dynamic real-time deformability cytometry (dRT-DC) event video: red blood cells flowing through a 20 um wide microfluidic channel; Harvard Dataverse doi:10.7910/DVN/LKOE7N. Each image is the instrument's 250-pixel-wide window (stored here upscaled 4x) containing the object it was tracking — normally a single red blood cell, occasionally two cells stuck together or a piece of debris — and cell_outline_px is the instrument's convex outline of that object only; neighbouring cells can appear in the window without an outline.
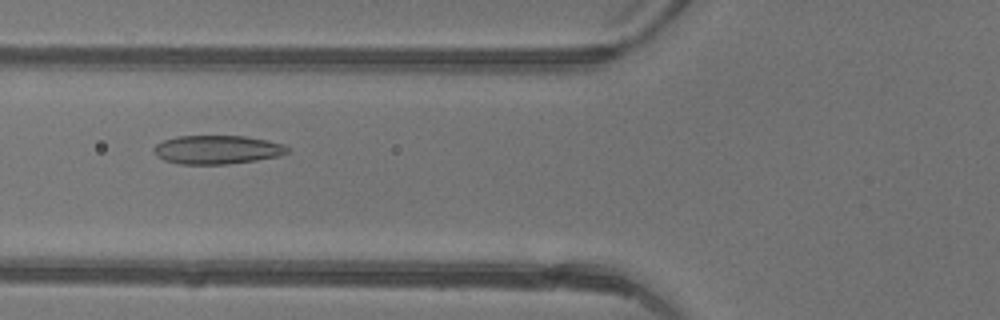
{"species": "common noctule bat (a hibernating species)", "species_latin": "Nyctalus noctula", "temperature_condition": "warm", "stored_images_in_passage": 47, "camera_frame_rate_fps": 3000, "um_per_image_px": 0.085, "animal": {"sex": "female"}, "frame": {"image": 1, "passage_image": 19, "time_ms": 6.0, "image_size_px": [1000, 320], "cell_outline_px": [[288, 152], [280, 156], [256, 160], [228, 164], [180, 164], [164, 160], [156, 156], [152, 152], [152, 148], [156, 144], [164, 140], [176, 136], [244, 136], [268, 140], [284, 144], [288, 148]], "centroid_in_image_um": [18.43, 12.72], "position_along_channel_um": 107.4, "area_um2": 22.48}}
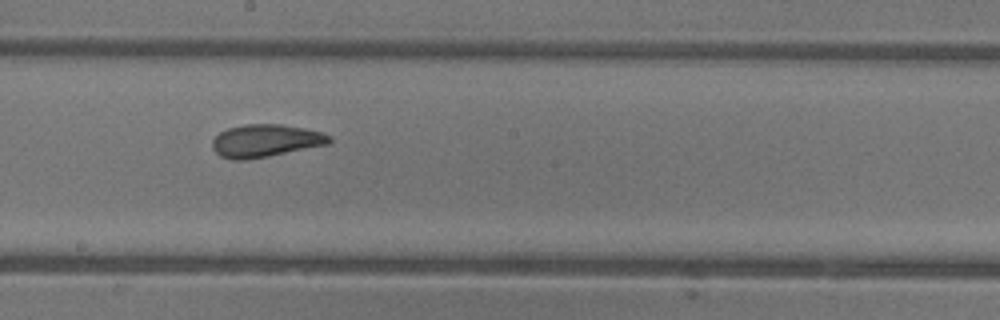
{"frame": {"image": 2, "passage_image": 27, "time_ms": 8.667, "image_size_px": [1000, 320], "cell_outline_px": [[332, 140], [328, 144], [248, 160], [232, 160], [220, 156], [212, 148], [212, 140], [220, 132], [228, 128], [244, 124], [280, 124], [304, 128], [324, 132], [332, 136]], "centroid_in_image_um": [22.57, 11.96], "position_along_channel_um": 225.6, "area_um2": 22.37}}
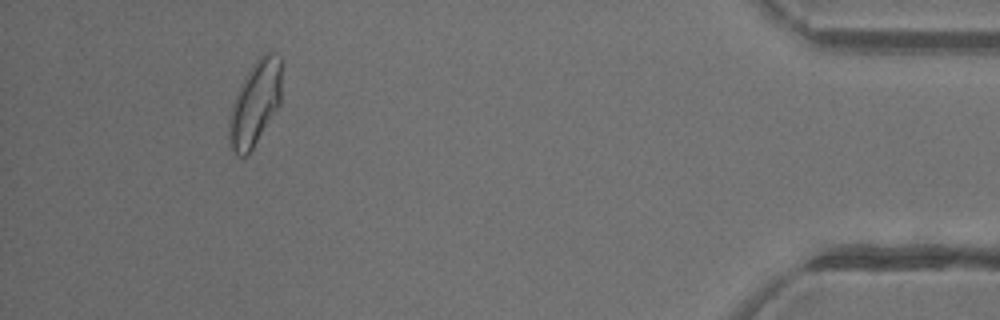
{"frame": {"image": 3, "passage_image": 44, "time_ms": 14.333, "image_size_px": [1000, 320], "cell_outline_px": [[280, 104], [248, 156], [240, 156], [232, 148], [228, 136], [228, 116], [236, 92], [244, 76], [252, 64], [264, 52], [272, 52], [280, 56]], "centroid_in_image_um": [21.65, 8.77], "position_along_channel_um": 413.5, "area_um2": 25.89}, "authors_computed_cell_mechanics": {"area_um2": 23.5824, "velocity_mm_per_s": 4.4314, "shape_relaxation_time_tau1_ms": 5.1337, "shape_relaxation_time_tau2_ms": 1.6591, "deformation_change_tau1": 0.1499, "deformation_change_tau2": 0.0916}}